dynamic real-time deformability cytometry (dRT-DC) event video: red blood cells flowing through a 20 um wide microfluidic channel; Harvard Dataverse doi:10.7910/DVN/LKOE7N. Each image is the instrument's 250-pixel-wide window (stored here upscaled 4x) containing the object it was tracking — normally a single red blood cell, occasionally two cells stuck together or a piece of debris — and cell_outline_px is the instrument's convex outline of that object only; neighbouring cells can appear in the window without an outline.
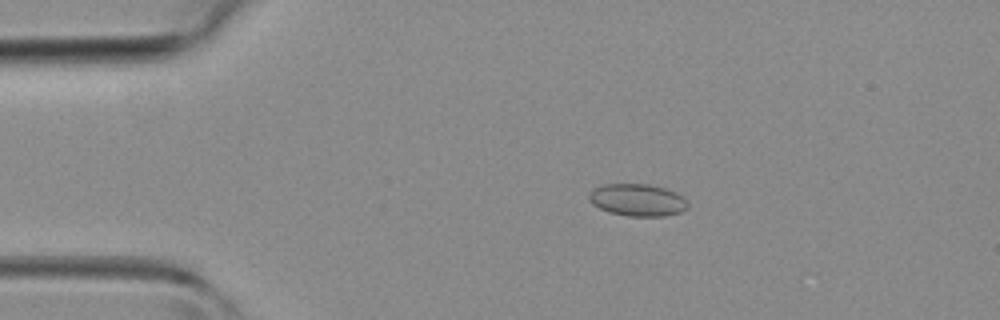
{"species": "common noctule bat (a hibernating species)", "species_latin": "Nyctalus noctula", "temperature_condition": "room temperature", "stored_images_in_passage": 35, "camera_frame_rate_fps": 3000, "um_per_image_px": 0.085, "animal": {"sex": "female", "body_mass_g": 19.3, "forearm_length_mm": 54.1}, "frame": {"image": 1, "passage_image": 1, "time_ms": 0.0, "image_size_px": [1000, 320], "cell_outline_px": [[688, 208], [680, 212], [664, 216], [628, 216], [608, 212], [592, 204], [588, 200], [588, 192], [604, 184], [648, 184], [664, 188], [676, 192], [688, 200]], "centroid_in_image_um": [54.19, 17.0], "position_along_channel_um": 30.8, "area_um2": 18.67}}
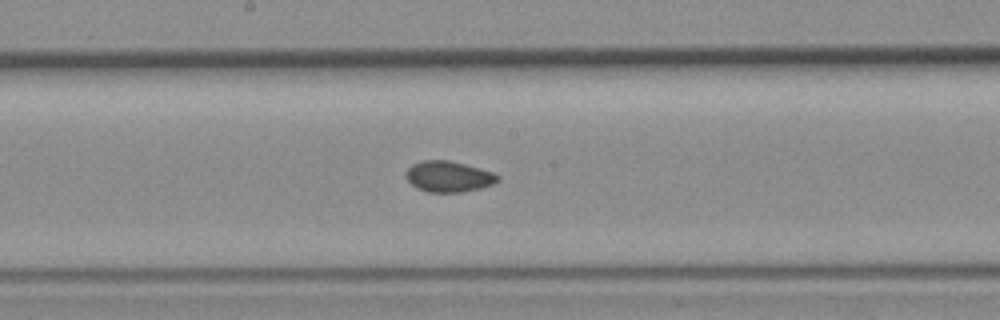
{"frame": {"image": 2, "passage_image": 15, "time_ms": 4.667, "image_size_px": [1000, 320], "cell_outline_px": [[500, 180], [496, 184], [480, 188], [460, 192], [428, 192], [416, 188], [408, 180], [408, 168], [412, 164], [420, 160], [448, 160], [496, 172], [500, 176]], "centroid_in_image_um": [38.2, 15.0], "position_along_channel_um": 210.0, "area_um2": 16.59}}
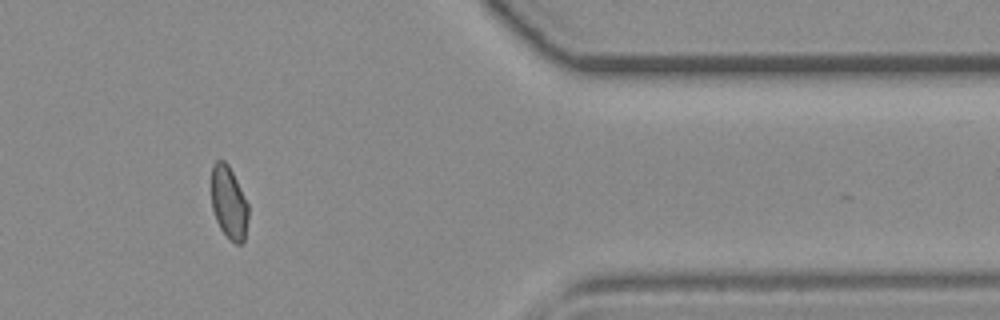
{"frame": {"image": 3, "passage_image": 28, "time_ms": 9.0, "image_size_px": [1000, 320], "cell_outline_px": [[248, 220], [244, 244], [236, 244], [220, 228], [216, 220], [212, 208], [212, 164], [216, 160], [224, 160], [228, 164], [248, 204]], "centroid_in_image_um": [19.46, 17.23], "position_along_channel_um": 391.9, "area_um2": 15.55}}